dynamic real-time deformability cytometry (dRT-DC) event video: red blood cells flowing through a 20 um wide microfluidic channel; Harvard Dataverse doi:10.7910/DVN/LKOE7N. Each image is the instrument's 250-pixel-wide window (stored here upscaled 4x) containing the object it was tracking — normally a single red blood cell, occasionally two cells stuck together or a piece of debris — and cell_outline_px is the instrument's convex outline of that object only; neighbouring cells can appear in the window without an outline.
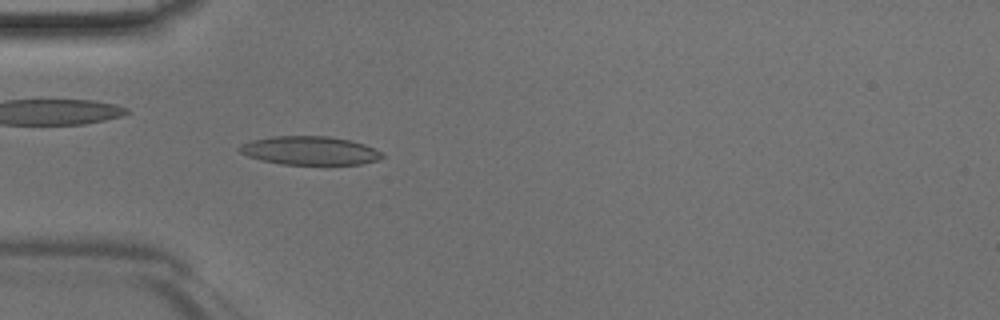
{"species": "Egyptian fruit bat (a non-hibernating species)", "species_latin": "Rousettus aegyptiacus", "temperature_condition": "room temperature", "stored_images_in_passage": 46, "camera_frame_rate_fps": 3000, "um_per_image_px": 0.085, "animal": {"sex": "male"}, "frame": {"image": 1, "passage_image": 14, "time_ms": 4.333, "image_size_px": [1000, 320], "cell_outline_px": [[384, 156], [376, 160], [360, 164], [280, 164], [260, 160], [248, 156], [240, 152], [236, 148], [240, 144], [252, 140], [272, 136], [328, 136], [352, 140], [364, 144], [380, 152]], "centroid_in_image_um": [26.27, 12.79], "position_along_channel_um": 58.7, "area_um2": 23.7}}
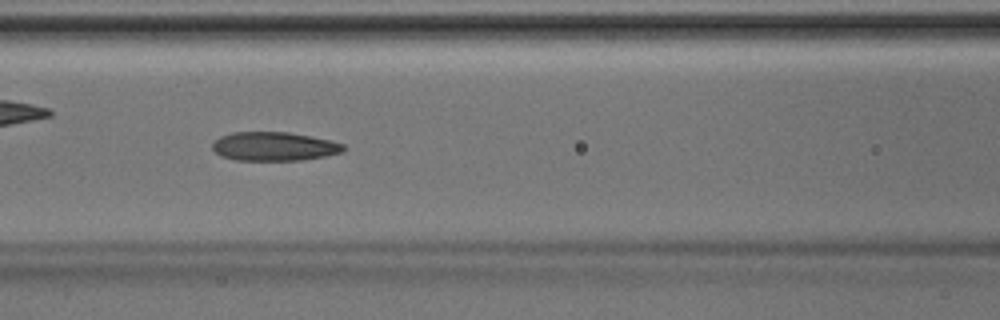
{"frame": {"image": 2, "passage_image": 20, "time_ms": 6.333, "image_size_px": [1000, 320], "cell_outline_px": [[348, 148], [344, 152], [324, 156], [300, 160], [236, 160], [220, 156], [212, 148], [212, 144], [220, 136], [232, 132], [288, 132], [328, 140], [344, 144]], "centroid_in_image_um": [23.3, 12.45], "position_along_channel_um": 143.3, "area_um2": 21.96}}